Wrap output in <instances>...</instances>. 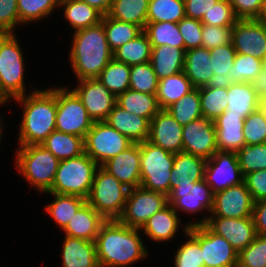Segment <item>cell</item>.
Wrapping results in <instances>:
<instances>
[{
  "label": "cell",
  "instance_id": "cell-1",
  "mask_svg": "<svg viewBox=\"0 0 266 267\" xmlns=\"http://www.w3.org/2000/svg\"><path fill=\"white\" fill-rule=\"evenodd\" d=\"M139 232L119 220H106L95 239L99 266L128 267L146 258L148 250Z\"/></svg>",
  "mask_w": 266,
  "mask_h": 267
},
{
  "label": "cell",
  "instance_id": "cell-2",
  "mask_svg": "<svg viewBox=\"0 0 266 267\" xmlns=\"http://www.w3.org/2000/svg\"><path fill=\"white\" fill-rule=\"evenodd\" d=\"M14 100L23 107L18 146L42 144L56 130L57 88L33 90Z\"/></svg>",
  "mask_w": 266,
  "mask_h": 267
},
{
  "label": "cell",
  "instance_id": "cell-3",
  "mask_svg": "<svg viewBox=\"0 0 266 267\" xmlns=\"http://www.w3.org/2000/svg\"><path fill=\"white\" fill-rule=\"evenodd\" d=\"M71 43L70 64L77 81L98 78L113 58L102 22L74 31Z\"/></svg>",
  "mask_w": 266,
  "mask_h": 267
},
{
  "label": "cell",
  "instance_id": "cell-4",
  "mask_svg": "<svg viewBox=\"0 0 266 267\" xmlns=\"http://www.w3.org/2000/svg\"><path fill=\"white\" fill-rule=\"evenodd\" d=\"M59 161L42 144L26 145L16 151L15 166L29 185L45 193L53 185Z\"/></svg>",
  "mask_w": 266,
  "mask_h": 267
},
{
  "label": "cell",
  "instance_id": "cell-5",
  "mask_svg": "<svg viewBox=\"0 0 266 267\" xmlns=\"http://www.w3.org/2000/svg\"><path fill=\"white\" fill-rule=\"evenodd\" d=\"M99 165L85 152L59 161L50 193L75 195L87 199Z\"/></svg>",
  "mask_w": 266,
  "mask_h": 267
},
{
  "label": "cell",
  "instance_id": "cell-6",
  "mask_svg": "<svg viewBox=\"0 0 266 267\" xmlns=\"http://www.w3.org/2000/svg\"><path fill=\"white\" fill-rule=\"evenodd\" d=\"M129 188L99 166L86 199L105 220H118L125 208Z\"/></svg>",
  "mask_w": 266,
  "mask_h": 267
},
{
  "label": "cell",
  "instance_id": "cell-7",
  "mask_svg": "<svg viewBox=\"0 0 266 267\" xmlns=\"http://www.w3.org/2000/svg\"><path fill=\"white\" fill-rule=\"evenodd\" d=\"M175 154L154 145L148 140L140 143V186L145 189L170 194L171 169Z\"/></svg>",
  "mask_w": 266,
  "mask_h": 267
},
{
  "label": "cell",
  "instance_id": "cell-8",
  "mask_svg": "<svg viewBox=\"0 0 266 267\" xmlns=\"http://www.w3.org/2000/svg\"><path fill=\"white\" fill-rule=\"evenodd\" d=\"M15 33L0 34V85L11 100L26 95L24 57Z\"/></svg>",
  "mask_w": 266,
  "mask_h": 267
},
{
  "label": "cell",
  "instance_id": "cell-9",
  "mask_svg": "<svg viewBox=\"0 0 266 267\" xmlns=\"http://www.w3.org/2000/svg\"><path fill=\"white\" fill-rule=\"evenodd\" d=\"M93 123L77 94L67 87H58L56 130L85 138Z\"/></svg>",
  "mask_w": 266,
  "mask_h": 267
},
{
  "label": "cell",
  "instance_id": "cell-10",
  "mask_svg": "<svg viewBox=\"0 0 266 267\" xmlns=\"http://www.w3.org/2000/svg\"><path fill=\"white\" fill-rule=\"evenodd\" d=\"M133 144L105 121L94 122L84 138V152L99 166Z\"/></svg>",
  "mask_w": 266,
  "mask_h": 267
},
{
  "label": "cell",
  "instance_id": "cell-11",
  "mask_svg": "<svg viewBox=\"0 0 266 267\" xmlns=\"http://www.w3.org/2000/svg\"><path fill=\"white\" fill-rule=\"evenodd\" d=\"M168 204L165 194L143 188L129 189L124 211L118 219L124 225L141 229L146 221Z\"/></svg>",
  "mask_w": 266,
  "mask_h": 267
},
{
  "label": "cell",
  "instance_id": "cell-12",
  "mask_svg": "<svg viewBox=\"0 0 266 267\" xmlns=\"http://www.w3.org/2000/svg\"><path fill=\"white\" fill-rule=\"evenodd\" d=\"M254 200L247 189L245 182L214 194L213 207L208 216L200 221L189 222L188 225L197 226L206 224L208 217L244 218L251 217Z\"/></svg>",
  "mask_w": 266,
  "mask_h": 267
},
{
  "label": "cell",
  "instance_id": "cell-13",
  "mask_svg": "<svg viewBox=\"0 0 266 267\" xmlns=\"http://www.w3.org/2000/svg\"><path fill=\"white\" fill-rule=\"evenodd\" d=\"M204 180L214 194L243 183L237 153L218 150L206 160Z\"/></svg>",
  "mask_w": 266,
  "mask_h": 267
},
{
  "label": "cell",
  "instance_id": "cell-14",
  "mask_svg": "<svg viewBox=\"0 0 266 267\" xmlns=\"http://www.w3.org/2000/svg\"><path fill=\"white\" fill-rule=\"evenodd\" d=\"M78 84L73 91L81 99L88 116L94 122L105 121L116 105L117 97L97 78L80 80Z\"/></svg>",
  "mask_w": 266,
  "mask_h": 267
},
{
  "label": "cell",
  "instance_id": "cell-15",
  "mask_svg": "<svg viewBox=\"0 0 266 267\" xmlns=\"http://www.w3.org/2000/svg\"><path fill=\"white\" fill-rule=\"evenodd\" d=\"M236 53L262 60L266 53V24L259 19H238L232 26Z\"/></svg>",
  "mask_w": 266,
  "mask_h": 267
},
{
  "label": "cell",
  "instance_id": "cell-16",
  "mask_svg": "<svg viewBox=\"0 0 266 267\" xmlns=\"http://www.w3.org/2000/svg\"><path fill=\"white\" fill-rule=\"evenodd\" d=\"M182 141L183 152L206 160L218 151L214 123L203 117L183 126Z\"/></svg>",
  "mask_w": 266,
  "mask_h": 267
},
{
  "label": "cell",
  "instance_id": "cell-17",
  "mask_svg": "<svg viewBox=\"0 0 266 267\" xmlns=\"http://www.w3.org/2000/svg\"><path fill=\"white\" fill-rule=\"evenodd\" d=\"M168 204L177 212L196 214L201 211L211 212L214 193L205 180L191 186H177L167 196ZM180 210V211H179Z\"/></svg>",
  "mask_w": 266,
  "mask_h": 267
},
{
  "label": "cell",
  "instance_id": "cell-18",
  "mask_svg": "<svg viewBox=\"0 0 266 267\" xmlns=\"http://www.w3.org/2000/svg\"><path fill=\"white\" fill-rule=\"evenodd\" d=\"M206 225L225 238L240 253L257 236L253 218L208 217Z\"/></svg>",
  "mask_w": 266,
  "mask_h": 267
},
{
  "label": "cell",
  "instance_id": "cell-19",
  "mask_svg": "<svg viewBox=\"0 0 266 267\" xmlns=\"http://www.w3.org/2000/svg\"><path fill=\"white\" fill-rule=\"evenodd\" d=\"M200 246L205 267H234L238 264L239 253L206 224L200 225Z\"/></svg>",
  "mask_w": 266,
  "mask_h": 267
},
{
  "label": "cell",
  "instance_id": "cell-20",
  "mask_svg": "<svg viewBox=\"0 0 266 267\" xmlns=\"http://www.w3.org/2000/svg\"><path fill=\"white\" fill-rule=\"evenodd\" d=\"M183 126L166 110L161 109L150 121L148 141L171 153L182 152Z\"/></svg>",
  "mask_w": 266,
  "mask_h": 267
},
{
  "label": "cell",
  "instance_id": "cell-21",
  "mask_svg": "<svg viewBox=\"0 0 266 267\" xmlns=\"http://www.w3.org/2000/svg\"><path fill=\"white\" fill-rule=\"evenodd\" d=\"M101 167L129 189L140 186V143H133L126 150L110 158Z\"/></svg>",
  "mask_w": 266,
  "mask_h": 267
},
{
  "label": "cell",
  "instance_id": "cell-22",
  "mask_svg": "<svg viewBox=\"0 0 266 267\" xmlns=\"http://www.w3.org/2000/svg\"><path fill=\"white\" fill-rule=\"evenodd\" d=\"M244 120L243 115L229 114L226 110L213 121L219 151L237 152L245 146Z\"/></svg>",
  "mask_w": 266,
  "mask_h": 267
},
{
  "label": "cell",
  "instance_id": "cell-23",
  "mask_svg": "<svg viewBox=\"0 0 266 267\" xmlns=\"http://www.w3.org/2000/svg\"><path fill=\"white\" fill-rule=\"evenodd\" d=\"M105 122L133 143L148 140L150 122L146 118L129 113L117 104L107 116Z\"/></svg>",
  "mask_w": 266,
  "mask_h": 267
},
{
  "label": "cell",
  "instance_id": "cell-24",
  "mask_svg": "<svg viewBox=\"0 0 266 267\" xmlns=\"http://www.w3.org/2000/svg\"><path fill=\"white\" fill-rule=\"evenodd\" d=\"M206 159L186 152L175 154L170 192L177 186H191L204 179Z\"/></svg>",
  "mask_w": 266,
  "mask_h": 267
},
{
  "label": "cell",
  "instance_id": "cell-25",
  "mask_svg": "<svg viewBox=\"0 0 266 267\" xmlns=\"http://www.w3.org/2000/svg\"><path fill=\"white\" fill-rule=\"evenodd\" d=\"M62 246L63 267H100L95 241L64 236Z\"/></svg>",
  "mask_w": 266,
  "mask_h": 267
},
{
  "label": "cell",
  "instance_id": "cell-26",
  "mask_svg": "<svg viewBox=\"0 0 266 267\" xmlns=\"http://www.w3.org/2000/svg\"><path fill=\"white\" fill-rule=\"evenodd\" d=\"M170 204L154 213L140 229L154 242L170 241L180 229L181 220Z\"/></svg>",
  "mask_w": 266,
  "mask_h": 267
},
{
  "label": "cell",
  "instance_id": "cell-27",
  "mask_svg": "<svg viewBox=\"0 0 266 267\" xmlns=\"http://www.w3.org/2000/svg\"><path fill=\"white\" fill-rule=\"evenodd\" d=\"M106 220L87 202L75 213L63 229L64 235L95 241Z\"/></svg>",
  "mask_w": 266,
  "mask_h": 267
},
{
  "label": "cell",
  "instance_id": "cell-28",
  "mask_svg": "<svg viewBox=\"0 0 266 267\" xmlns=\"http://www.w3.org/2000/svg\"><path fill=\"white\" fill-rule=\"evenodd\" d=\"M210 57V50L204 47L185 51L183 72L194 88L207 86L213 76Z\"/></svg>",
  "mask_w": 266,
  "mask_h": 267
},
{
  "label": "cell",
  "instance_id": "cell-29",
  "mask_svg": "<svg viewBox=\"0 0 266 267\" xmlns=\"http://www.w3.org/2000/svg\"><path fill=\"white\" fill-rule=\"evenodd\" d=\"M227 103L226 110H229V114L243 115L247 118L261 107L262 99L251 83L236 82L227 88Z\"/></svg>",
  "mask_w": 266,
  "mask_h": 267
},
{
  "label": "cell",
  "instance_id": "cell-30",
  "mask_svg": "<svg viewBox=\"0 0 266 267\" xmlns=\"http://www.w3.org/2000/svg\"><path fill=\"white\" fill-rule=\"evenodd\" d=\"M184 60L185 48L152 46L150 63L158 80L183 71Z\"/></svg>",
  "mask_w": 266,
  "mask_h": 267
},
{
  "label": "cell",
  "instance_id": "cell-31",
  "mask_svg": "<svg viewBox=\"0 0 266 267\" xmlns=\"http://www.w3.org/2000/svg\"><path fill=\"white\" fill-rule=\"evenodd\" d=\"M211 65L214 72L207 86L228 88L236 83L231 76L230 68L234 65L236 50L232 43H228L210 50Z\"/></svg>",
  "mask_w": 266,
  "mask_h": 267
},
{
  "label": "cell",
  "instance_id": "cell-32",
  "mask_svg": "<svg viewBox=\"0 0 266 267\" xmlns=\"http://www.w3.org/2000/svg\"><path fill=\"white\" fill-rule=\"evenodd\" d=\"M63 16L74 31L99 24L103 14L96 8L81 0H60Z\"/></svg>",
  "mask_w": 266,
  "mask_h": 267
},
{
  "label": "cell",
  "instance_id": "cell-33",
  "mask_svg": "<svg viewBox=\"0 0 266 267\" xmlns=\"http://www.w3.org/2000/svg\"><path fill=\"white\" fill-rule=\"evenodd\" d=\"M188 240L176 251L173 265L175 267H205L200 246V225L182 228Z\"/></svg>",
  "mask_w": 266,
  "mask_h": 267
},
{
  "label": "cell",
  "instance_id": "cell-34",
  "mask_svg": "<svg viewBox=\"0 0 266 267\" xmlns=\"http://www.w3.org/2000/svg\"><path fill=\"white\" fill-rule=\"evenodd\" d=\"M116 104L129 113L146 118L149 122L161 110L156 95L130 88L117 96Z\"/></svg>",
  "mask_w": 266,
  "mask_h": 267
},
{
  "label": "cell",
  "instance_id": "cell-35",
  "mask_svg": "<svg viewBox=\"0 0 266 267\" xmlns=\"http://www.w3.org/2000/svg\"><path fill=\"white\" fill-rule=\"evenodd\" d=\"M193 89L183 71L159 80L156 97L160 109H166Z\"/></svg>",
  "mask_w": 266,
  "mask_h": 267
},
{
  "label": "cell",
  "instance_id": "cell-36",
  "mask_svg": "<svg viewBox=\"0 0 266 267\" xmlns=\"http://www.w3.org/2000/svg\"><path fill=\"white\" fill-rule=\"evenodd\" d=\"M42 145L60 161L84 153V138L57 130L50 133Z\"/></svg>",
  "mask_w": 266,
  "mask_h": 267
},
{
  "label": "cell",
  "instance_id": "cell-37",
  "mask_svg": "<svg viewBox=\"0 0 266 267\" xmlns=\"http://www.w3.org/2000/svg\"><path fill=\"white\" fill-rule=\"evenodd\" d=\"M150 0H113L108 16L132 23L144 30Z\"/></svg>",
  "mask_w": 266,
  "mask_h": 267
},
{
  "label": "cell",
  "instance_id": "cell-38",
  "mask_svg": "<svg viewBox=\"0 0 266 267\" xmlns=\"http://www.w3.org/2000/svg\"><path fill=\"white\" fill-rule=\"evenodd\" d=\"M45 193L54 197V200L50 204H46L45 210L59 225L61 230L66 227L70 219L86 203V199L75 195Z\"/></svg>",
  "mask_w": 266,
  "mask_h": 267
},
{
  "label": "cell",
  "instance_id": "cell-39",
  "mask_svg": "<svg viewBox=\"0 0 266 267\" xmlns=\"http://www.w3.org/2000/svg\"><path fill=\"white\" fill-rule=\"evenodd\" d=\"M152 46L148 36L142 31L132 41L125 43L113 52V58L128 66L150 62Z\"/></svg>",
  "mask_w": 266,
  "mask_h": 267
},
{
  "label": "cell",
  "instance_id": "cell-40",
  "mask_svg": "<svg viewBox=\"0 0 266 267\" xmlns=\"http://www.w3.org/2000/svg\"><path fill=\"white\" fill-rule=\"evenodd\" d=\"M101 22L104 24L106 39L112 52L132 41L143 31L135 24L113 19L108 15H103Z\"/></svg>",
  "mask_w": 266,
  "mask_h": 267
},
{
  "label": "cell",
  "instance_id": "cell-41",
  "mask_svg": "<svg viewBox=\"0 0 266 267\" xmlns=\"http://www.w3.org/2000/svg\"><path fill=\"white\" fill-rule=\"evenodd\" d=\"M143 31L148 36L151 46L169 45L171 47L185 48L178 23L168 21L147 22Z\"/></svg>",
  "mask_w": 266,
  "mask_h": 267
},
{
  "label": "cell",
  "instance_id": "cell-42",
  "mask_svg": "<svg viewBox=\"0 0 266 267\" xmlns=\"http://www.w3.org/2000/svg\"><path fill=\"white\" fill-rule=\"evenodd\" d=\"M97 79L117 97L129 89L130 66L112 58Z\"/></svg>",
  "mask_w": 266,
  "mask_h": 267
},
{
  "label": "cell",
  "instance_id": "cell-43",
  "mask_svg": "<svg viewBox=\"0 0 266 267\" xmlns=\"http://www.w3.org/2000/svg\"><path fill=\"white\" fill-rule=\"evenodd\" d=\"M166 110L182 126L202 118L199 88H194L181 99L168 106Z\"/></svg>",
  "mask_w": 266,
  "mask_h": 267
},
{
  "label": "cell",
  "instance_id": "cell-44",
  "mask_svg": "<svg viewBox=\"0 0 266 267\" xmlns=\"http://www.w3.org/2000/svg\"><path fill=\"white\" fill-rule=\"evenodd\" d=\"M184 0H150L147 22L178 23L185 18Z\"/></svg>",
  "mask_w": 266,
  "mask_h": 267
},
{
  "label": "cell",
  "instance_id": "cell-45",
  "mask_svg": "<svg viewBox=\"0 0 266 267\" xmlns=\"http://www.w3.org/2000/svg\"><path fill=\"white\" fill-rule=\"evenodd\" d=\"M203 118L214 121L227 109V88L203 86L199 88Z\"/></svg>",
  "mask_w": 266,
  "mask_h": 267
},
{
  "label": "cell",
  "instance_id": "cell-46",
  "mask_svg": "<svg viewBox=\"0 0 266 267\" xmlns=\"http://www.w3.org/2000/svg\"><path fill=\"white\" fill-rule=\"evenodd\" d=\"M60 0H17L21 24L41 21L59 8Z\"/></svg>",
  "mask_w": 266,
  "mask_h": 267
},
{
  "label": "cell",
  "instance_id": "cell-47",
  "mask_svg": "<svg viewBox=\"0 0 266 267\" xmlns=\"http://www.w3.org/2000/svg\"><path fill=\"white\" fill-rule=\"evenodd\" d=\"M158 83L159 80L150 62L130 66V89L156 95Z\"/></svg>",
  "mask_w": 266,
  "mask_h": 267
},
{
  "label": "cell",
  "instance_id": "cell-48",
  "mask_svg": "<svg viewBox=\"0 0 266 267\" xmlns=\"http://www.w3.org/2000/svg\"><path fill=\"white\" fill-rule=\"evenodd\" d=\"M236 153L243 176L266 169V143L245 145Z\"/></svg>",
  "mask_w": 266,
  "mask_h": 267
},
{
  "label": "cell",
  "instance_id": "cell-49",
  "mask_svg": "<svg viewBox=\"0 0 266 267\" xmlns=\"http://www.w3.org/2000/svg\"><path fill=\"white\" fill-rule=\"evenodd\" d=\"M262 60L236 53L234 65L229 69L235 82L252 83L262 70Z\"/></svg>",
  "mask_w": 266,
  "mask_h": 267
},
{
  "label": "cell",
  "instance_id": "cell-50",
  "mask_svg": "<svg viewBox=\"0 0 266 267\" xmlns=\"http://www.w3.org/2000/svg\"><path fill=\"white\" fill-rule=\"evenodd\" d=\"M245 145L266 143V112L260 107L244 120Z\"/></svg>",
  "mask_w": 266,
  "mask_h": 267
},
{
  "label": "cell",
  "instance_id": "cell-51",
  "mask_svg": "<svg viewBox=\"0 0 266 267\" xmlns=\"http://www.w3.org/2000/svg\"><path fill=\"white\" fill-rule=\"evenodd\" d=\"M238 18L236 17L229 0H218L212 8L202 17L201 22L211 26H233Z\"/></svg>",
  "mask_w": 266,
  "mask_h": 267
},
{
  "label": "cell",
  "instance_id": "cell-52",
  "mask_svg": "<svg viewBox=\"0 0 266 267\" xmlns=\"http://www.w3.org/2000/svg\"><path fill=\"white\" fill-rule=\"evenodd\" d=\"M243 267H266V236L257 235L238 255Z\"/></svg>",
  "mask_w": 266,
  "mask_h": 267
},
{
  "label": "cell",
  "instance_id": "cell-53",
  "mask_svg": "<svg viewBox=\"0 0 266 267\" xmlns=\"http://www.w3.org/2000/svg\"><path fill=\"white\" fill-rule=\"evenodd\" d=\"M178 28L184 39L185 51L202 47L203 23L200 20L185 17L178 22Z\"/></svg>",
  "mask_w": 266,
  "mask_h": 267
},
{
  "label": "cell",
  "instance_id": "cell-54",
  "mask_svg": "<svg viewBox=\"0 0 266 267\" xmlns=\"http://www.w3.org/2000/svg\"><path fill=\"white\" fill-rule=\"evenodd\" d=\"M202 47L209 50L232 43V26H211L203 24Z\"/></svg>",
  "mask_w": 266,
  "mask_h": 267
},
{
  "label": "cell",
  "instance_id": "cell-55",
  "mask_svg": "<svg viewBox=\"0 0 266 267\" xmlns=\"http://www.w3.org/2000/svg\"><path fill=\"white\" fill-rule=\"evenodd\" d=\"M21 25L17 0H0V34L15 33Z\"/></svg>",
  "mask_w": 266,
  "mask_h": 267
},
{
  "label": "cell",
  "instance_id": "cell-56",
  "mask_svg": "<svg viewBox=\"0 0 266 267\" xmlns=\"http://www.w3.org/2000/svg\"><path fill=\"white\" fill-rule=\"evenodd\" d=\"M238 19H258L262 13L263 0H229Z\"/></svg>",
  "mask_w": 266,
  "mask_h": 267
},
{
  "label": "cell",
  "instance_id": "cell-57",
  "mask_svg": "<svg viewBox=\"0 0 266 267\" xmlns=\"http://www.w3.org/2000/svg\"><path fill=\"white\" fill-rule=\"evenodd\" d=\"M244 182L254 202L266 199V169L245 175Z\"/></svg>",
  "mask_w": 266,
  "mask_h": 267
},
{
  "label": "cell",
  "instance_id": "cell-58",
  "mask_svg": "<svg viewBox=\"0 0 266 267\" xmlns=\"http://www.w3.org/2000/svg\"><path fill=\"white\" fill-rule=\"evenodd\" d=\"M217 1L218 0H184L185 16L201 21L204 14L209 11Z\"/></svg>",
  "mask_w": 266,
  "mask_h": 267
},
{
  "label": "cell",
  "instance_id": "cell-59",
  "mask_svg": "<svg viewBox=\"0 0 266 267\" xmlns=\"http://www.w3.org/2000/svg\"><path fill=\"white\" fill-rule=\"evenodd\" d=\"M252 218L256 234L266 236V199L254 202Z\"/></svg>",
  "mask_w": 266,
  "mask_h": 267
},
{
  "label": "cell",
  "instance_id": "cell-60",
  "mask_svg": "<svg viewBox=\"0 0 266 267\" xmlns=\"http://www.w3.org/2000/svg\"><path fill=\"white\" fill-rule=\"evenodd\" d=\"M261 99L266 97V68L262 67L260 74L251 83Z\"/></svg>",
  "mask_w": 266,
  "mask_h": 267
},
{
  "label": "cell",
  "instance_id": "cell-61",
  "mask_svg": "<svg viewBox=\"0 0 266 267\" xmlns=\"http://www.w3.org/2000/svg\"><path fill=\"white\" fill-rule=\"evenodd\" d=\"M86 2L88 5L99 10L103 15H107L113 0H81Z\"/></svg>",
  "mask_w": 266,
  "mask_h": 267
},
{
  "label": "cell",
  "instance_id": "cell-62",
  "mask_svg": "<svg viewBox=\"0 0 266 267\" xmlns=\"http://www.w3.org/2000/svg\"><path fill=\"white\" fill-rule=\"evenodd\" d=\"M11 99H9L3 92L1 89V85H0V106L6 104L8 101H10Z\"/></svg>",
  "mask_w": 266,
  "mask_h": 267
},
{
  "label": "cell",
  "instance_id": "cell-63",
  "mask_svg": "<svg viewBox=\"0 0 266 267\" xmlns=\"http://www.w3.org/2000/svg\"><path fill=\"white\" fill-rule=\"evenodd\" d=\"M258 19L266 24V2L263 5L262 13Z\"/></svg>",
  "mask_w": 266,
  "mask_h": 267
},
{
  "label": "cell",
  "instance_id": "cell-64",
  "mask_svg": "<svg viewBox=\"0 0 266 267\" xmlns=\"http://www.w3.org/2000/svg\"><path fill=\"white\" fill-rule=\"evenodd\" d=\"M2 123H3L2 118H0V143H1V139H2L1 137H2V134H3L2 133V131H3L2 128H3V125H5V124H2Z\"/></svg>",
  "mask_w": 266,
  "mask_h": 267
},
{
  "label": "cell",
  "instance_id": "cell-65",
  "mask_svg": "<svg viewBox=\"0 0 266 267\" xmlns=\"http://www.w3.org/2000/svg\"><path fill=\"white\" fill-rule=\"evenodd\" d=\"M261 107L265 110L266 112V97L264 99H262V105Z\"/></svg>",
  "mask_w": 266,
  "mask_h": 267
},
{
  "label": "cell",
  "instance_id": "cell-66",
  "mask_svg": "<svg viewBox=\"0 0 266 267\" xmlns=\"http://www.w3.org/2000/svg\"><path fill=\"white\" fill-rule=\"evenodd\" d=\"M262 66L266 68V53L264 54V57L262 59Z\"/></svg>",
  "mask_w": 266,
  "mask_h": 267
},
{
  "label": "cell",
  "instance_id": "cell-67",
  "mask_svg": "<svg viewBox=\"0 0 266 267\" xmlns=\"http://www.w3.org/2000/svg\"><path fill=\"white\" fill-rule=\"evenodd\" d=\"M234 267H243V266H241V265L238 263V264H236Z\"/></svg>",
  "mask_w": 266,
  "mask_h": 267
}]
</instances>
